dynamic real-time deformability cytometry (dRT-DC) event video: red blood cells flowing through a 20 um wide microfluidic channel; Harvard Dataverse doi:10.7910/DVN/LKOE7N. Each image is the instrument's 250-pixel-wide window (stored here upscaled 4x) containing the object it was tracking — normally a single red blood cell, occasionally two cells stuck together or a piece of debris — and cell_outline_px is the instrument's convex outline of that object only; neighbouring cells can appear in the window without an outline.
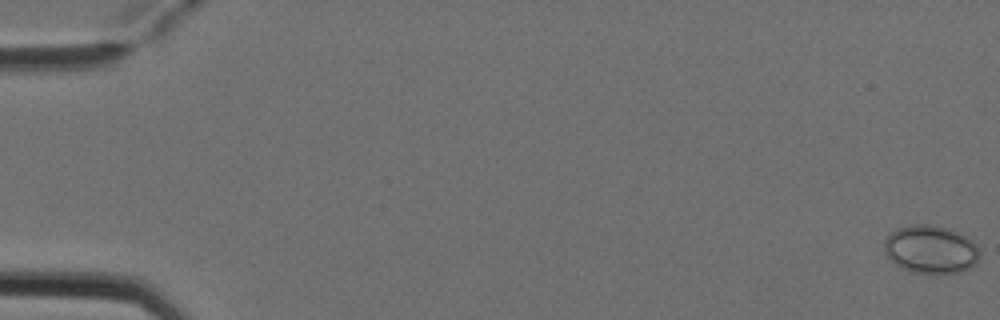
{"species": "Egyptian fruit bat (a non-hibernating species)", "species_latin": "Rousettus aegyptiacus", "temperature_condition": "cold", "stored_images_in_passage": 8, "camera_frame_rate_fps": 3000, "um_per_image_px": 0.085, "animal": {"sex": "female"}, "frame": {"image": 1, "passage_image": 1, "time_ms": 0.0, "image_size_px": [1000, 320], "cell_outline_px": [[980, 256], [976, 264], [972, 268], [960, 272], [916, 272], [904, 268], [896, 264], [884, 252], [884, 240], [888, 232], [896, 228], [912, 224], [928, 224], [960, 232], [972, 240], [980, 248]], "centroid_in_image_um": [79.13, 21.17], "position_along_channel_um": 5.9, "area_um2": 26.82}}
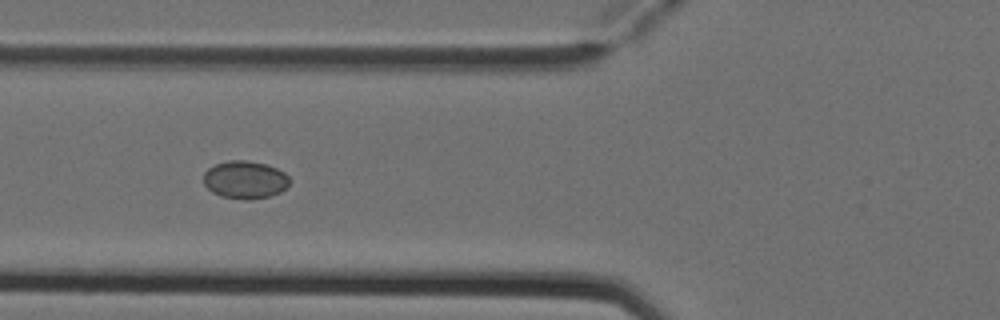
{"frame": {"image": 2, "passage_image": 7, "time_ms": 2.0, "image_size_px": [1000, 320], "cell_outline_px": [[292, 180], [288, 188], [280, 192], [268, 196], [248, 200], [244, 200], [220, 196], [212, 192], [204, 184], [204, 172], [208, 168], [216, 164], [228, 160], [248, 160], [268, 164], [284, 172]], "centroid_in_image_um": [20.86, 15.27], "position_along_channel_um": 104.9, "area_um2": 19.25}}
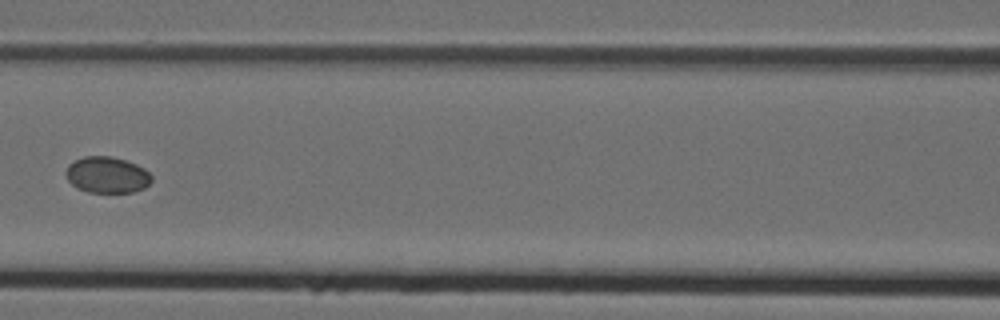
{"frame": {"image": 3, "passage_image": 8, "time_ms": 2.333, "image_size_px": [1000, 320], "cell_outline_px": [[152, 180], [144, 188], [132, 192], [88, 192], [76, 188], [68, 180], [64, 172], [68, 164], [84, 156], [112, 156], [136, 164], [144, 168], [152, 176]], "centroid_in_image_um": [9.08, 14.86], "position_along_channel_um": 157.5, "area_um2": 18.15}}